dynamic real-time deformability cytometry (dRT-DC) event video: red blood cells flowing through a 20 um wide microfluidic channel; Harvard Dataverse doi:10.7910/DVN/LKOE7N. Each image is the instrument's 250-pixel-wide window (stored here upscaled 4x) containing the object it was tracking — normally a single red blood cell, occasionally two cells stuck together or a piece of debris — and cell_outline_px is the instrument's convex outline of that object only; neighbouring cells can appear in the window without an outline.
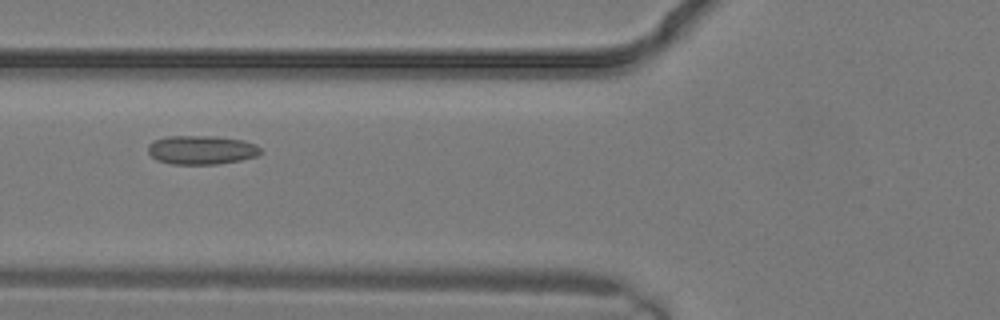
{"species": "common noctule bat (a hibernating species)", "species_latin": "Nyctalus noctula", "temperature_condition": "warm", "stored_images_in_passage": 2, "camera_frame_rate_fps": 3000, "um_per_image_px": 0.085, "animal": {"sex": "male", "body_mass_g": 19.2, "forearm_length_mm": 51.8}, "frame": {"image": 1, "passage_image": 2, "time_ms": 0.333, "image_size_px": [1000, 320], "cell_outline_px": [[264, 152], [256, 156], [240, 160], [216, 164], [172, 164], [156, 160], [148, 152], [148, 144], [152, 140], [168, 136], [216, 136], [244, 140], [256, 144]], "centroid_in_image_um": [17.13, 12.73], "position_along_channel_um": 108.7, "area_um2": 19.13}}